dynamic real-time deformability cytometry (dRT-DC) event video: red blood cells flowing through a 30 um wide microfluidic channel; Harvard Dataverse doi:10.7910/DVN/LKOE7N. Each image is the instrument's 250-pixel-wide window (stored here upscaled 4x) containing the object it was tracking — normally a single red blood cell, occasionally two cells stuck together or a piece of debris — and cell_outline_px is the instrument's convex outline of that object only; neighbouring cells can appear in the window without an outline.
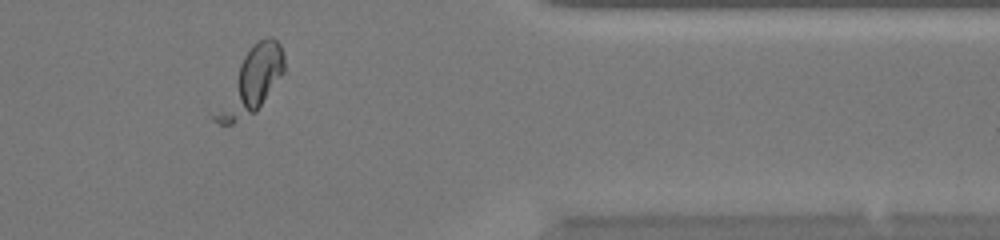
{"species": "common noctule bat (a hibernating species)", "species_latin": "Nyctalus noctula", "temperature_condition": "warm", "stored_images_in_passage": 32, "camera_frame_rate_fps": 3000, "um_per_image_px": 0.085, "animal": {"sex": "female", "body_mass_g": 20.0, "forearm_length_mm": 54.0}, "frame": {"image": 1, "passage_image": 24, "time_ms": 7.667, "image_size_px": [1000, 240], "cell_outline_px": [[284, 72], [256, 112], [232, 124], [220, 124], [212, 120], [212, 116], [244, 56], [260, 40], [268, 36], [272, 36], [280, 44], [284, 52]], "centroid_in_image_um": [21.38, 6.97], "position_along_channel_um": 390.0, "area_um2": 24.51}}
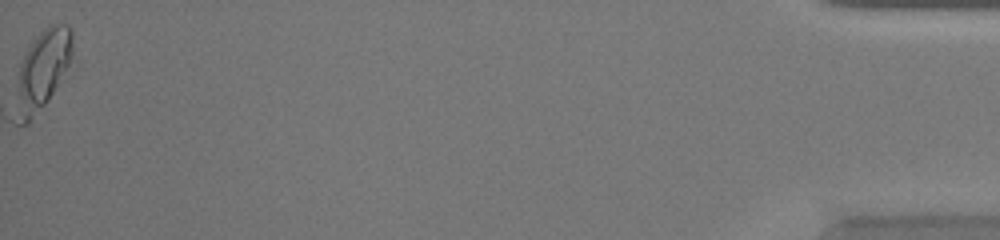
{"frame": {"image": 2, "passage_image": 32, "time_ms": 10.333, "image_size_px": [1000, 240], "cell_outline_px": [[72, 56], [68, 64], [48, 100], [44, 104], [36, 108], [32, 108], [20, 96], [20, 64], [28, 48], [36, 36], [48, 24], [68, 24], [72, 32]], "centroid_in_image_um": [3.84, 5.41], "position_along_channel_um": 431.4, "area_um2": 22.08}}